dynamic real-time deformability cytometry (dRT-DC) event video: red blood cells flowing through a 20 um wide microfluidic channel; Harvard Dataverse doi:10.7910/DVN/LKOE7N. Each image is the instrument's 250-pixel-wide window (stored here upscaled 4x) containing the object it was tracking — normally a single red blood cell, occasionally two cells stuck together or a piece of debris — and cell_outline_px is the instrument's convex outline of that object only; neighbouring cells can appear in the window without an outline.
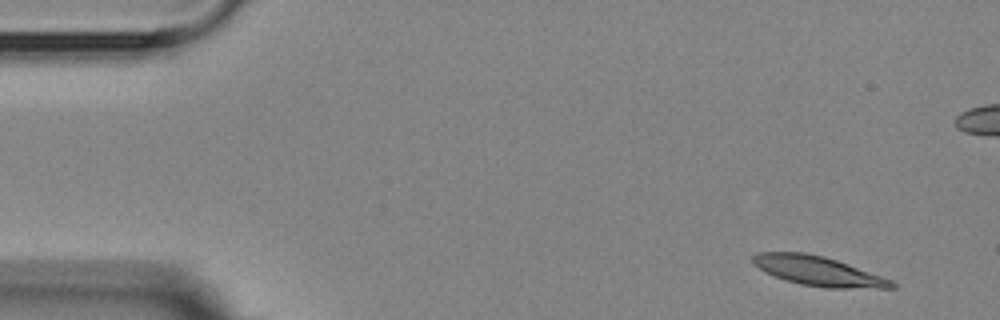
{"species": "Egyptian fruit bat (a non-hibernating species)", "species_latin": "Rousettus aegyptiacus", "temperature_condition": "room temperature", "stored_images_in_passage": 5, "camera_frame_rate_fps": 3000, "um_per_image_px": 0.085, "animal": {"sex": "female"}, "frame": {"image": 1, "passage_image": 1, "time_ms": 0.0, "image_size_px": [1000, 320], "cell_outline_px": [[896, 288], [824, 288], [800, 284], [784, 280], [764, 272], [752, 264], [752, 256], [756, 252], [804, 252], [824, 256], [836, 260], [892, 280], [896, 284]], "centroid_in_image_um": [69.49, 23.04], "position_along_channel_um": 15.5, "area_um2": 23.93}}
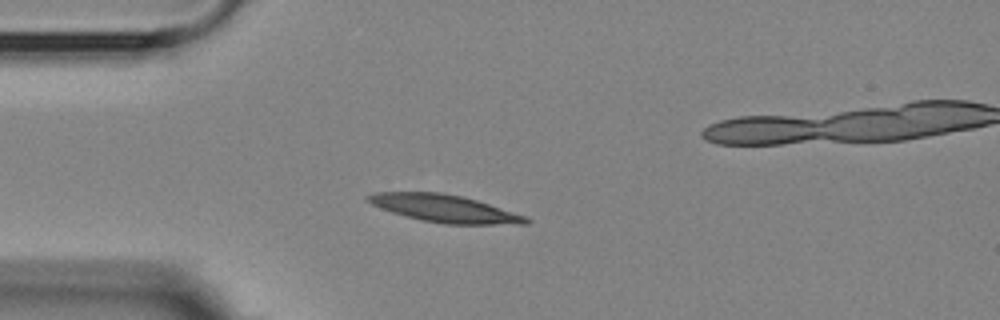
{"frame": {"image": 2, "passage_image": 4, "time_ms": 3.333, "image_size_px": [1000, 320], "cell_outline_px": [[532, 220], [528, 224], [444, 224], [420, 220], [404, 216], [380, 208], [364, 200], [364, 196], [376, 192], [440, 192], [460, 196], [476, 200], [528, 216]], "centroid_in_image_um": [37.78, 17.72], "position_along_channel_um": 47.2, "area_um2": 25.43}}